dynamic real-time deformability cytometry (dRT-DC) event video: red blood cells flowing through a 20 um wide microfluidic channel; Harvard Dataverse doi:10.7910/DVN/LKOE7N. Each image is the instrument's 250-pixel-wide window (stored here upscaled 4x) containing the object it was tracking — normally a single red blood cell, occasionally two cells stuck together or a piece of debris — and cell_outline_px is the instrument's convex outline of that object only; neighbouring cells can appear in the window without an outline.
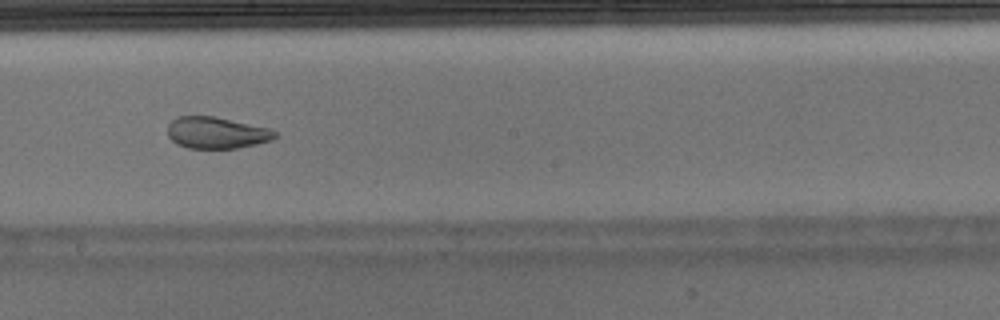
{"species": "Egyptian fruit bat (a non-hibernating species)", "species_latin": "Rousettus aegyptiacus", "temperature_condition": "warm", "stored_images_in_passage": 47, "camera_frame_rate_fps": 3000, "um_per_image_px": 0.085, "animal": {"sex": "male"}, "frame": {"image": 1, "passage_image": 25, "time_ms": 8.0, "image_size_px": [1000, 320], "cell_outline_px": [[276, 136], [272, 140], [256, 144], [236, 148], [188, 148], [176, 144], [168, 136], [168, 124], [176, 116], [216, 116], [268, 128], [276, 132]], "centroid_in_image_um": [18.37, 11.28], "position_along_channel_um": 229.8, "area_um2": 19.77}}
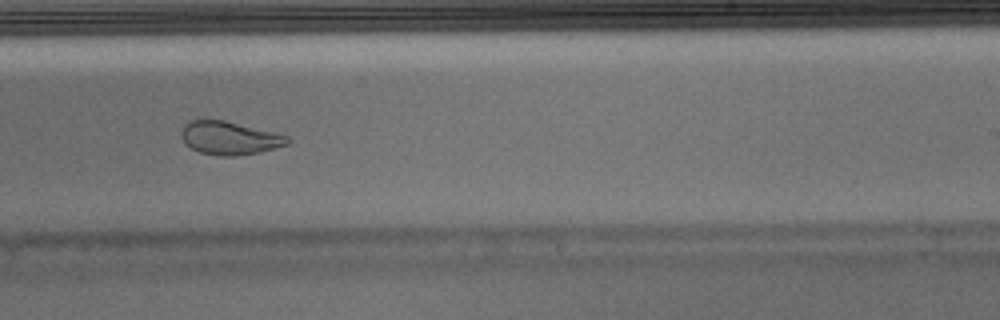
{"frame": {"image": 2, "passage_image": 28, "time_ms": 9.0, "image_size_px": [1000, 320], "cell_outline_px": [[292, 140], [288, 144], [260, 152], [236, 156], [220, 156], [200, 152], [192, 148], [180, 136], [180, 132], [184, 124], [192, 120], [224, 120], [276, 132], [288, 136]], "centroid_in_image_um": [19.54, 11.73], "position_along_channel_um": 269.5, "area_um2": 20.58}}
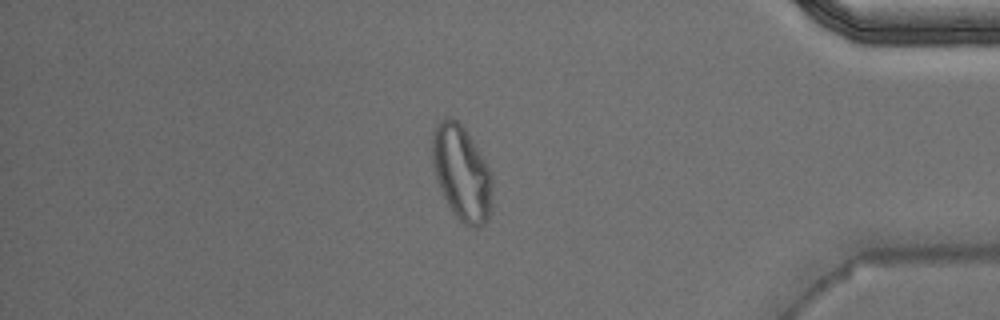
{"frame": {"image": 3, "passage_image": 40, "time_ms": 13.0, "image_size_px": [1000, 320], "cell_outline_px": [[492, 184], [488, 216], [484, 224], [480, 228], [472, 228], [464, 224], [452, 212], [440, 188], [432, 164], [432, 136], [440, 120], [444, 116], [452, 116], [464, 128], [484, 160], [492, 176]], "centroid_in_image_um": [39.22, 14.7], "position_along_channel_um": 396.0, "area_um2": 32.71}, "authors_computed_cell_mechanics": {"area_um2": 22.9466, "velocity_mm_per_s": 3.9861, "shape_relaxation_time_tau1_ms": null, "shape_relaxation_time_tau2_ms": 1.1561, "deformation_change_tau1": null, "deformation_change_tau2": 0.0641}}